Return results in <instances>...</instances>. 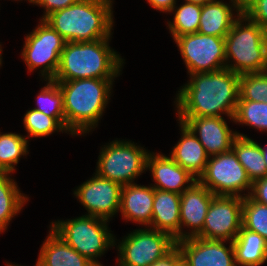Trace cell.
I'll use <instances>...</instances> for the list:
<instances>
[{"instance_id": "6da1fadb", "label": "cell", "mask_w": 267, "mask_h": 266, "mask_svg": "<svg viewBox=\"0 0 267 266\" xmlns=\"http://www.w3.org/2000/svg\"><path fill=\"white\" fill-rule=\"evenodd\" d=\"M176 95L177 117H223L232 119L239 101L240 75L224 68L190 74Z\"/></svg>"}, {"instance_id": "7a4b0ae2", "label": "cell", "mask_w": 267, "mask_h": 266, "mask_svg": "<svg viewBox=\"0 0 267 266\" xmlns=\"http://www.w3.org/2000/svg\"><path fill=\"white\" fill-rule=\"evenodd\" d=\"M58 82L63 94L65 126L72 136L98 126L113 88L114 79H75Z\"/></svg>"}, {"instance_id": "3957f363", "label": "cell", "mask_w": 267, "mask_h": 266, "mask_svg": "<svg viewBox=\"0 0 267 266\" xmlns=\"http://www.w3.org/2000/svg\"><path fill=\"white\" fill-rule=\"evenodd\" d=\"M110 38L91 42H66L53 81L115 79L124 59L109 46Z\"/></svg>"}, {"instance_id": "277c9868", "label": "cell", "mask_w": 267, "mask_h": 266, "mask_svg": "<svg viewBox=\"0 0 267 266\" xmlns=\"http://www.w3.org/2000/svg\"><path fill=\"white\" fill-rule=\"evenodd\" d=\"M113 0H79L51 13L45 21L66 42H91L111 38L114 25Z\"/></svg>"}, {"instance_id": "5b68a950", "label": "cell", "mask_w": 267, "mask_h": 266, "mask_svg": "<svg viewBox=\"0 0 267 266\" xmlns=\"http://www.w3.org/2000/svg\"><path fill=\"white\" fill-rule=\"evenodd\" d=\"M225 57L238 75L267 71V31L241 13L225 37Z\"/></svg>"}, {"instance_id": "8992f818", "label": "cell", "mask_w": 267, "mask_h": 266, "mask_svg": "<svg viewBox=\"0 0 267 266\" xmlns=\"http://www.w3.org/2000/svg\"><path fill=\"white\" fill-rule=\"evenodd\" d=\"M107 222L109 220L85 214L75 219L51 222L50 229L89 261L100 263L97 257L117 245Z\"/></svg>"}, {"instance_id": "52a82bcc", "label": "cell", "mask_w": 267, "mask_h": 266, "mask_svg": "<svg viewBox=\"0 0 267 266\" xmlns=\"http://www.w3.org/2000/svg\"><path fill=\"white\" fill-rule=\"evenodd\" d=\"M100 150L96 174L123 185L134 180L147 171L149 151L132 143V141L113 140Z\"/></svg>"}, {"instance_id": "ba28073f", "label": "cell", "mask_w": 267, "mask_h": 266, "mask_svg": "<svg viewBox=\"0 0 267 266\" xmlns=\"http://www.w3.org/2000/svg\"><path fill=\"white\" fill-rule=\"evenodd\" d=\"M119 243L118 266H150L170 254L177 241L167 233L145 227L128 233Z\"/></svg>"}, {"instance_id": "9c48e42d", "label": "cell", "mask_w": 267, "mask_h": 266, "mask_svg": "<svg viewBox=\"0 0 267 266\" xmlns=\"http://www.w3.org/2000/svg\"><path fill=\"white\" fill-rule=\"evenodd\" d=\"M25 37L21 52L28 71L42 68L41 76L53 80L60 63V55L65 46V39L44 19Z\"/></svg>"}, {"instance_id": "30bf717a", "label": "cell", "mask_w": 267, "mask_h": 266, "mask_svg": "<svg viewBox=\"0 0 267 266\" xmlns=\"http://www.w3.org/2000/svg\"><path fill=\"white\" fill-rule=\"evenodd\" d=\"M198 181L214 195L249 196L252 182L233 150L210 156ZM243 190L248 193L242 194ZM242 192V193H241Z\"/></svg>"}, {"instance_id": "8fae6325", "label": "cell", "mask_w": 267, "mask_h": 266, "mask_svg": "<svg viewBox=\"0 0 267 266\" xmlns=\"http://www.w3.org/2000/svg\"><path fill=\"white\" fill-rule=\"evenodd\" d=\"M174 41L186 65L188 75L226 68L225 38L195 32L176 37Z\"/></svg>"}, {"instance_id": "7c38bea8", "label": "cell", "mask_w": 267, "mask_h": 266, "mask_svg": "<svg viewBox=\"0 0 267 266\" xmlns=\"http://www.w3.org/2000/svg\"><path fill=\"white\" fill-rule=\"evenodd\" d=\"M242 203L239 196L215 195L208 207L202 239L233 241L242 227Z\"/></svg>"}, {"instance_id": "4fadbf2b", "label": "cell", "mask_w": 267, "mask_h": 266, "mask_svg": "<svg viewBox=\"0 0 267 266\" xmlns=\"http://www.w3.org/2000/svg\"><path fill=\"white\" fill-rule=\"evenodd\" d=\"M122 185L95 175L74 190V196L87 210V215L106 220L120 209Z\"/></svg>"}, {"instance_id": "5bb4252c", "label": "cell", "mask_w": 267, "mask_h": 266, "mask_svg": "<svg viewBox=\"0 0 267 266\" xmlns=\"http://www.w3.org/2000/svg\"><path fill=\"white\" fill-rule=\"evenodd\" d=\"M199 237L177 241L184 266H237L233 242Z\"/></svg>"}, {"instance_id": "9a60e30c", "label": "cell", "mask_w": 267, "mask_h": 266, "mask_svg": "<svg viewBox=\"0 0 267 266\" xmlns=\"http://www.w3.org/2000/svg\"><path fill=\"white\" fill-rule=\"evenodd\" d=\"M178 121L195 134L209 157L232 150L233 141L238 136L224 117H178Z\"/></svg>"}, {"instance_id": "2e32d148", "label": "cell", "mask_w": 267, "mask_h": 266, "mask_svg": "<svg viewBox=\"0 0 267 266\" xmlns=\"http://www.w3.org/2000/svg\"><path fill=\"white\" fill-rule=\"evenodd\" d=\"M215 195L198 180L181 194L180 241L197 237L203 230L208 207ZM186 231H183L185 228Z\"/></svg>"}, {"instance_id": "e0dca14e", "label": "cell", "mask_w": 267, "mask_h": 266, "mask_svg": "<svg viewBox=\"0 0 267 266\" xmlns=\"http://www.w3.org/2000/svg\"><path fill=\"white\" fill-rule=\"evenodd\" d=\"M146 170L151 171L155 189L182 194L197 179L177 164L170 156L150 152Z\"/></svg>"}, {"instance_id": "ac0fdd59", "label": "cell", "mask_w": 267, "mask_h": 266, "mask_svg": "<svg viewBox=\"0 0 267 266\" xmlns=\"http://www.w3.org/2000/svg\"><path fill=\"white\" fill-rule=\"evenodd\" d=\"M150 185L132 183L122 186L119 211L124 220L133 221L145 227L151 224L154 187Z\"/></svg>"}, {"instance_id": "d6986e66", "label": "cell", "mask_w": 267, "mask_h": 266, "mask_svg": "<svg viewBox=\"0 0 267 266\" xmlns=\"http://www.w3.org/2000/svg\"><path fill=\"white\" fill-rule=\"evenodd\" d=\"M180 199L181 194L154 188L152 221L148 227L180 241Z\"/></svg>"}, {"instance_id": "ffe728a7", "label": "cell", "mask_w": 267, "mask_h": 266, "mask_svg": "<svg viewBox=\"0 0 267 266\" xmlns=\"http://www.w3.org/2000/svg\"><path fill=\"white\" fill-rule=\"evenodd\" d=\"M179 126L182 136L169 156L198 180L209 156L195 134L184 123L179 122Z\"/></svg>"}, {"instance_id": "44dd1931", "label": "cell", "mask_w": 267, "mask_h": 266, "mask_svg": "<svg viewBox=\"0 0 267 266\" xmlns=\"http://www.w3.org/2000/svg\"><path fill=\"white\" fill-rule=\"evenodd\" d=\"M230 4L213 0L202 6L198 33L225 38L241 11L236 0ZM234 8V9H233ZM236 11L237 15L234 16Z\"/></svg>"}, {"instance_id": "7402d4cb", "label": "cell", "mask_w": 267, "mask_h": 266, "mask_svg": "<svg viewBox=\"0 0 267 266\" xmlns=\"http://www.w3.org/2000/svg\"><path fill=\"white\" fill-rule=\"evenodd\" d=\"M39 266H90L93 263L69 246L52 229L38 255Z\"/></svg>"}, {"instance_id": "603a6c76", "label": "cell", "mask_w": 267, "mask_h": 266, "mask_svg": "<svg viewBox=\"0 0 267 266\" xmlns=\"http://www.w3.org/2000/svg\"><path fill=\"white\" fill-rule=\"evenodd\" d=\"M237 266H260L267 260V241L258 233L241 227L232 241Z\"/></svg>"}, {"instance_id": "cb8c5ba5", "label": "cell", "mask_w": 267, "mask_h": 266, "mask_svg": "<svg viewBox=\"0 0 267 266\" xmlns=\"http://www.w3.org/2000/svg\"><path fill=\"white\" fill-rule=\"evenodd\" d=\"M232 150L237 155L251 182L267 176V167L263 159L261 145L246 135L237 132Z\"/></svg>"}, {"instance_id": "d4e9b609", "label": "cell", "mask_w": 267, "mask_h": 266, "mask_svg": "<svg viewBox=\"0 0 267 266\" xmlns=\"http://www.w3.org/2000/svg\"><path fill=\"white\" fill-rule=\"evenodd\" d=\"M11 175V173L0 175V233L7 230L12 218L20 213L24 204L29 201V198L21 193Z\"/></svg>"}, {"instance_id": "484cf974", "label": "cell", "mask_w": 267, "mask_h": 266, "mask_svg": "<svg viewBox=\"0 0 267 266\" xmlns=\"http://www.w3.org/2000/svg\"><path fill=\"white\" fill-rule=\"evenodd\" d=\"M28 140L17 133L0 132V169L4 173H14L21 156L29 154Z\"/></svg>"}, {"instance_id": "4316f807", "label": "cell", "mask_w": 267, "mask_h": 266, "mask_svg": "<svg viewBox=\"0 0 267 266\" xmlns=\"http://www.w3.org/2000/svg\"><path fill=\"white\" fill-rule=\"evenodd\" d=\"M202 6L185 1L180 6H174L170 11L173 12V22L168 21V28L173 40L176 37L192 34L198 31Z\"/></svg>"}, {"instance_id": "83f0119b", "label": "cell", "mask_w": 267, "mask_h": 266, "mask_svg": "<svg viewBox=\"0 0 267 266\" xmlns=\"http://www.w3.org/2000/svg\"><path fill=\"white\" fill-rule=\"evenodd\" d=\"M24 128L28 135L26 138L33 139L46 137L56 132H68L65 126V117H50L41 111L31 109L24 114Z\"/></svg>"}, {"instance_id": "f1b7e54d", "label": "cell", "mask_w": 267, "mask_h": 266, "mask_svg": "<svg viewBox=\"0 0 267 266\" xmlns=\"http://www.w3.org/2000/svg\"><path fill=\"white\" fill-rule=\"evenodd\" d=\"M234 122L267 132V101L239 100Z\"/></svg>"}, {"instance_id": "f546056e", "label": "cell", "mask_w": 267, "mask_h": 266, "mask_svg": "<svg viewBox=\"0 0 267 266\" xmlns=\"http://www.w3.org/2000/svg\"><path fill=\"white\" fill-rule=\"evenodd\" d=\"M242 227L258 233L267 241V205L245 196L242 203Z\"/></svg>"}, {"instance_id": "4dcf8cb0", "label": "cell", "mask_w": 267, "mask_h": 266, "mask_svg": "<svg viewBox=\"0 0 267 266\" xmlns=\"http://www.w3.org/2000/svg\"><path fill=\"white\" fill-rule=\"evenodd\" d=\"M47 84L38 93L35 110L41 111L50 117H65L63 94L58 82L47 80Z\"/></svg>"}, {"instance_id": "1f68e13d", "label": "cell", "mask_w": 267, "mask_h": 266, "mask_svg": "<svg viewBox=\"0 0 267 266\" xmlns=\"http://www.w3.org/2000/svg\"><path fill=\"white\" fill-rule=\"evenodd\" d=\"M266 97V71L240 75L239 100L264 102Z\"/></svg>"}, {"instance_id": "d6a6232c", "label": "cell", "mask_w": 267, "mask_h": 266, "mask_svg": "<svg viewBox=\"0 0 267 266\" xmlns=\"http://www.w3.org/2000/svg\"><path fill=\"white\" fill-rule=\"evenodd\" d=\"M244 14L267 31V0H257Z\"/></svg>"}, {"instance_id": "836d02e7", "label": "cell", "mask_w": 267, "mask_h": 266, "mask_svg": "<svg viewBox=\"0 0 267 266\" xmlns=\"http://www.w3.org/2000/svg\"><path fill=\"white\" fill-rule=\"evenodd\" d=\"M79 0H36L35 5L41 6L45 12L41 19H46L51 13L62 10Z\"/></svg>"}, {"instance_id": "e575fe53", "label": "cell", "mask_w": 267, "mask_h": 266, "mask_svg": "<svg viewBox=\"0 0 267 266\" xmlns=\"http://www.w3.org/2000/svg\"><path fill=\"white\" fill-rule=\"evenodd\" d=\"M249 197L257 203L267 205V176L252 182Z\"/></svg>"}, {"instance_id": "d590c367", "label": "cell", "mask_w": 267, "mask_h": 266, "mask_svg": "<svg viewBox=\"0 0 267 266\" xmlns=\"http://www.w3.org/2000/svg\"><path fill=\"white\" fill-rule=\"evenodd\" d=\"M150 266H183V259L180 251L176 247L170 254L160 259Z\"/></svg>"}, {"instance_id": "8d00e7d4", "label": "cell", "mask_w": 267, "mask_h": 266, "mask_svg": "<svg viewBox=\"0 0 267 266\" xmlns=\"http://www.w3.org/2000/svg\"><path fill=\"white\" fill-rule=\"evenodd\" d=\"M150 6L153 7L155 10L162 11L163 13H169L177 4L176 0H146Z\"/></svg>"}, {"instance_id": "74e56055", "label": "cell", "mask_w": 267, "mask_h": 266, "mask_svg": "<svg viewBox=\"0 0 267 266\" xmlns=\"http://www.w3.org/2000/svg\"><path fill=\"white\" fill-rule=\"evenodd\" d=\"M241 13H245L257 0H236Z\"/></svg>"}, {"instance_id": "f35d334b", "label": "cell", "mask_w": 267, "mask_h": 266, "mask_svg": "<svg viewBox=\"0 0 267 266\" xmlns=\"http://www.w3.org/2000/svg\"><path fill=\"white\" fill-rule=\"evenodd\" d=\"M184 1L191 2V3H194V4H198V5L203 6V5H205L208 2H211L213 0H184Z\"/></svg>"}, {"instance_id": "ab89813d", "label": "cell", "mask_w": 267, "mask_h": 266, "mask_svg": "<svg viewBox=\"0 0 267 266\" xmlns=\"http://www.w3.org/2000/svg\"><path fill=\"white\" fill-rule=\"evenodd\" d=\"M266 147H267V145H266ZM266 147H262L261 146L262 154H263V159H264L265 164H266V167H267V148Z\"/></svg>"}, {"instance_id": "60d3db41", "label": "cell", "mask_w": 267, "mask_h": 266, "mask_svg": "<svg viewBox=\"0 0 267 266\" xmlns=\"http://www.w3.org/2000/svg\"><path fill=\"white\" fill-rule=\"evenodd\" d=\"M2 45L0 44V66H2L1 64H2V47H1Z\"/></svg>"}, {"instance_id": "b9f144b4", "label": "cell", "mask_w": 267, "mask_h": 266, "mask_svg": "<svg viewBox=\"0 0 267 266\" xmlns=\"http://www.w3.org/2000/svg\"><path fill=\"white\" fill-rule=\"evenodd\" d=\"M265 101H267V71H266V97H265Z\"/></svg>"}, {"instance_id": "7bdbcfd3", "label": "cell", "mask_w": 267, "mask_h": 266, "mask_svg": "<svg viewBox=\"0 0 267 266\" xmlns=\"http://www.w3.org/2000/svg\"><path fill=\"white\" fill-rule=\"evenodd\" d=\"M6 266H19V265H14V264H9V263H7V265ZM21 266V265H20ZM23 266V265H22ZM35 266H39L37 263H36V265Z\"/></svg>"}, {"instance_id": "ee69618b", "label": "cell", "mask_w": 267, "mask_h": 266, "mask_svg": "<svg viewBox=\"0 0 267 266\" xmlns=\"http://www.w3.org/2000/svg\"><path fill=\"white\" fill-rule=\"evenodd\" d=\"M90 266H103L101 263H93L92 265Z\"/></svg>"}, {"instance_id": "f6af8a7d", "label": "cell", "mask_w": 267, "mask_h": 266, "mask_svg": "<svg viewBox=\"0 0 267 266\" xmlns=\"http://www.w3.org/2000/svg\"><path fill=\"white\" fill-rule=\"evenodd\" d=\"M15 1V0H14ZM17 1V0H16ZM19 1V0H18ZM22 1V0H21ZM29 3L35 4L36 0H27Z\"/></svg>"}]
</instances>
